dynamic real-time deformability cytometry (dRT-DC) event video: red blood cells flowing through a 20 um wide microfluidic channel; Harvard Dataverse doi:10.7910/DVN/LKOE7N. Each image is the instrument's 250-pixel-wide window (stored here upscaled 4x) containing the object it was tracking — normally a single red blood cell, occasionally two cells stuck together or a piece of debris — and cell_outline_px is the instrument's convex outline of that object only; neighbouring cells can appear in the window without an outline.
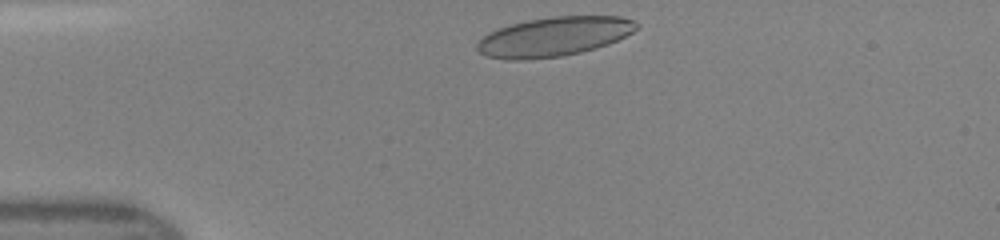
{"species": "human", "species_latin": "Homo sapiens", "temperature_condition": "room temperature", "stored_images_in_passage": 37, "camera_frame_rate_fps": 3000, "um_per_image_px": 0.085, "donor": {"sex": "female"}, "frame": {"image": 1, "passage_image": 1, "time_ms": 0.0, "image_size_px": [1000, 240], "cell_outline_px": [[640, 24], [632, 32], [608, 44], [596, 48], [580, 52], [560, 56], [524, 60], [508, 60], [488, 56], [480, 52], [476, 48], [476, 44], [488, 32], [512, 24], [528, 20], [552, 16], [620, 16], [632, 20]], "centroid_in_image_um": [47.08, 3.11], "position_along_channel_um": 37.9, "area_um2": 36.24}}
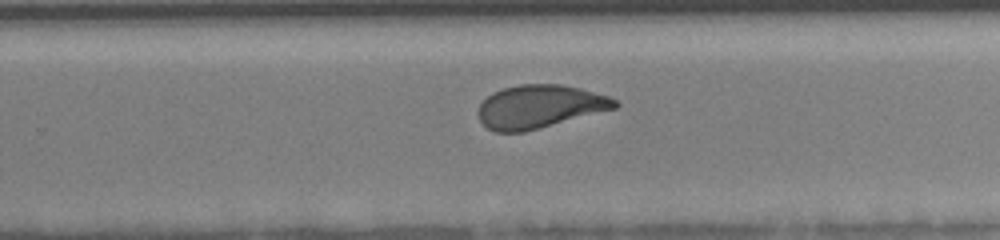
{"frame": {"image": 2, "passage_image": 21, "time_ms": 6.667, "image_size_px": [1000, 240], "cell_outline_px": [[620, 104], [616, 108], [524, 132], [496, 132], [488, 128], [480, 120], [480, 104], [492, 92], [504, 88], [520, 84], [560, 84], [580, 88], [608, 96], [616, 100]], "centroid_in_image_um": [45.88, 9.05], "position_along_channel_um": 283.9, "area_um2": 34.04}}
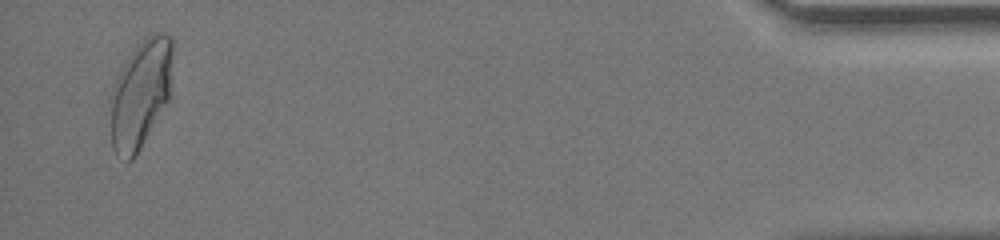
{"frame": {"image": 3, "passage_image": 36, "time_ms": 11.667, "image_size_px": [1000, 240], "cell_outline_px": [[172, 52], [168, 100], [136, 156], [132, 160], [128, 160], [116, 156], [112, 148], [112, 88], [128, 56], [152, 32], [164, 32], [172, 36]], "centroid_in_image_um": [11.96, 7.98], "position_along_channel_um": 423.2, "area_um2": 38.38}}